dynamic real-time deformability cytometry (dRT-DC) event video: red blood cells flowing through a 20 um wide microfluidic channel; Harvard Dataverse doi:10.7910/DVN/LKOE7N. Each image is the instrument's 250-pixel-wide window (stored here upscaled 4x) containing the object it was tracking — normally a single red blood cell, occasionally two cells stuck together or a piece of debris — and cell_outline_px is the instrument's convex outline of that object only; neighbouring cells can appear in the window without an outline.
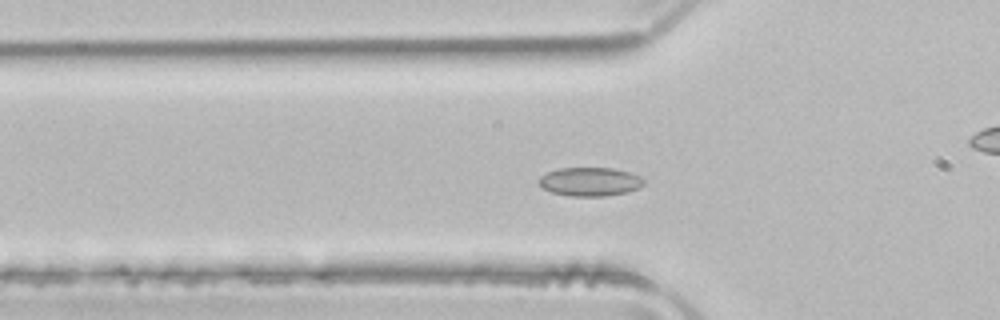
{"species": "common noctule bat (a hibernating species)", "species_latin": "Nyctalus noctula", "temperature_condition": "room temperature", "stored_images_in_passage": 49, "camera_frame_rate_fps": 3000, "um_per_image_px": 0.085, "animal": {"sex": "male", "body_mass_g": 21.5, "forearm_length_mm": 52.0}, "frame": {"image": 1, "passage_image": 14, "time_ms": 4.333, "image_size_px": [1000, 320], "cell_outline_px": [[644, 184], [628, 192], [604, 196], [568, 196], [552, 192], [544, 188], [536, 180], [540, 176], [548, 172], [560, 168], [612, 168], [628, 172], [640, 176], [644, 180]], "centroid_in_image_um": [50.13, 15.44], "position_along_channel_um": 75.7, "area_um2": 17.46}}
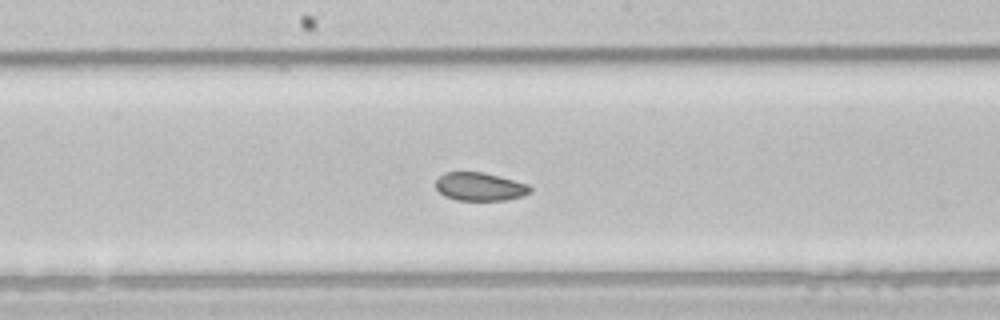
{"frame": {"image": 2, "passage_image": 24, "time_ms": 7.667, "image_size_px": [1000, 320], "cell_outline_px": [[532, 192], [524, 196], [504, 200], [456, 200], [444, 196], [436, 188], [436, 180], [444, 172], [484, 172], [500, 176], [528, 184], [532, 188]], "centroid_in_image_um": [40.81, 15.86], "position_along_channel_um": 207.4, "area_um2": 15.66}}
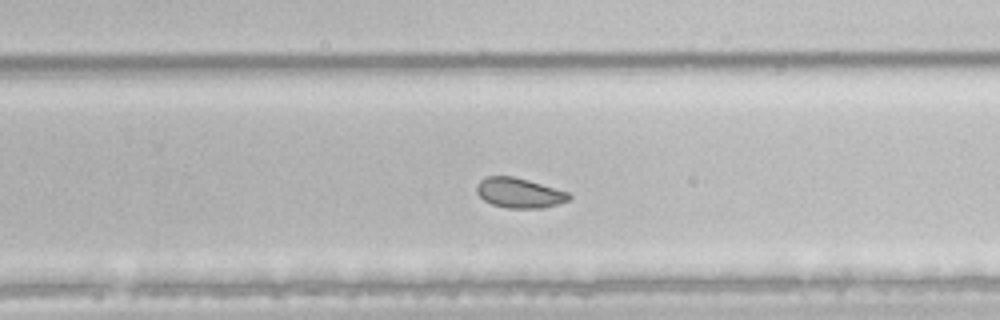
{"frame": {"image": 3, "passage_image": 30, "time_ms": 9.667, "image_size_px": [1000, 320], "cell_outline_px": [[572, 196], [568, 200], [556, 204], [540, 208], [508, 208], [492, 204], [484, 200], [476, 192], [476, 188], [480, 180], [488, 176], [512, 176], [528, 180], [568, 192]], "centroid_in_image_um": [44.12, 16.39], "position_along_channel_um": 285.7, "area_um2": 15.9}}